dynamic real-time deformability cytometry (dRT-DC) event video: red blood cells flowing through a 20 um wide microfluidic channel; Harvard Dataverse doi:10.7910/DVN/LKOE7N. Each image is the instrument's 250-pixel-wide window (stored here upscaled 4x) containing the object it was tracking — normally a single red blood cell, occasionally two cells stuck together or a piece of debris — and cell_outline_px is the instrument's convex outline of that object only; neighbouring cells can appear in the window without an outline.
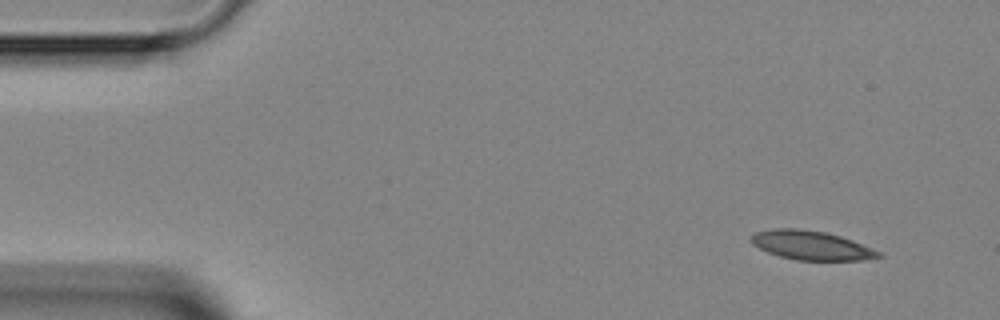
{"species": "Egyptian fruit bat (a non-hibernating species)", "species_latin": "Rousettus aegyptiacus", "temperature_condition": "room temperature", "stored_images_in_passage": 6, "camera_frame_rate_fps": 3000, "um_per_image_px": 0.085, "animal": {"sex": "female"}, "frame": {"image": 1, "passage_image": 1, "time_ms": 0.0, "image_size_px": [1000, 320], "cell_outline_px": [[884, 256], [864, 260], [796, 260], [780, 256], [768, 252], [752, 244], [748, 240], [756, 232], [776, 228], [800, 228], [824, 232], [840, 236], [852, 240], [872, 248], [880, 252]], "centroid_in_image_um": [68.96, 20.85], "position_along_channel_um": 16.0, "area_um2": 21.5}}
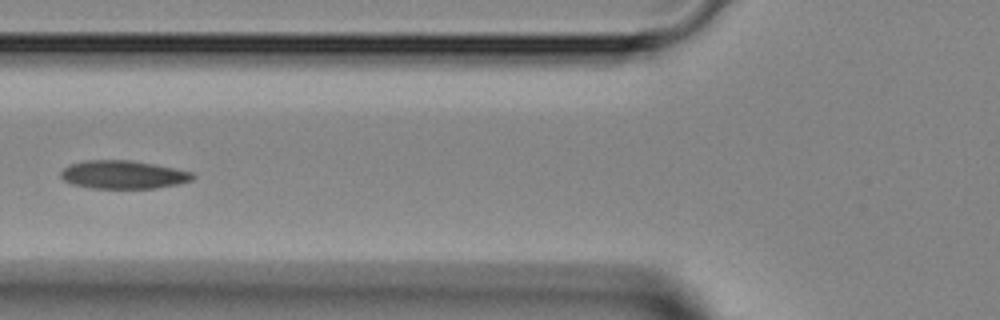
{"frame": {"image": 2, "passage_image": 5, "time_ms": 4.667, "image_size_px": [1000, 320], "cell_outline_px": [[196, 176], [192, 180], [176, 184], [156, 188], [92, 188], [72, 184], [64, 180], [60, 176], [60, 172], [68, 164], [84, 160], [132, 160], [156, 164], [176, 168], [192, 172]], "centroid_in_image_um": [10.47, 14.83], "position_along_channel_um": 115.3, "area_um2": 21.85}}
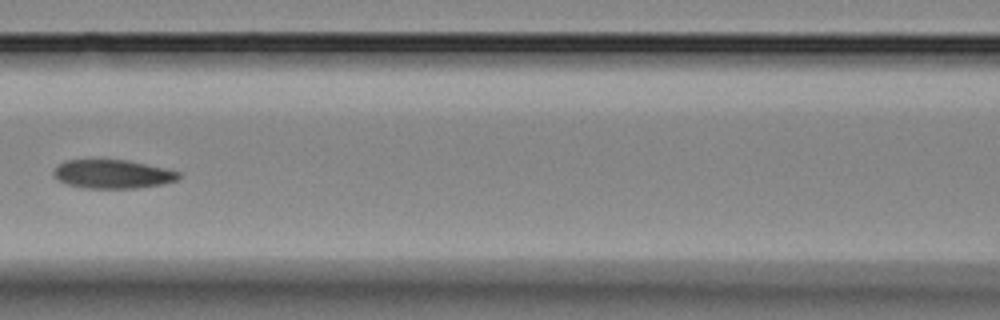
{"frame": {"image": 3, "passage_image": 6, "time_ms": 5.667, "image_size_px": [1000, 320], "cell_outline_px": [[180, 176], [176, 180], [160, 184], [136, 188], [84, 188], [68, 184], [60, 180], [52, 172], [56, 164], [64, 160], [128, 160], [164, 168], [180, 172]], "centroid_in_image_um": [9.54, 14.79], "position_along_channel_um": 157.1, "area_um2": 20.75}}